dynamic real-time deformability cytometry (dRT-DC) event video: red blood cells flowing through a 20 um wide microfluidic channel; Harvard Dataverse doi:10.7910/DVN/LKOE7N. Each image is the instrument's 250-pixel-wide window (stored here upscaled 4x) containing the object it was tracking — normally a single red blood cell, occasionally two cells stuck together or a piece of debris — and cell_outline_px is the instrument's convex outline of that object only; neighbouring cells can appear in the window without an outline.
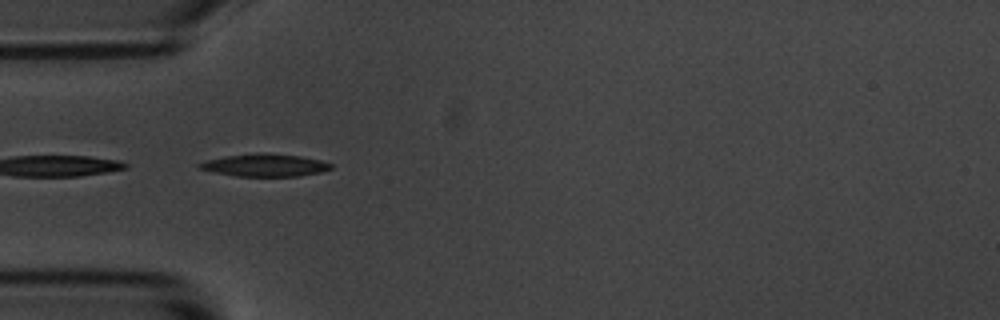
{"species": "common noctule bat (a hibernating species)", "species_latin": "Nyctalus noctula", "temperature_condition": "room temperature", "stored_images_in_passage": 14, "camera_frame_rate_fps": 3000, "um_per_image_px": 0.085, "animal": {"sex": "male", "body_mass_g": 20.1, "forearm_length_mm": 53.5}, "frame": {"image": 1, "passage_image": 5, "time_ms": 1.333, "image_size_px": [1000, 320], "cell_outline_px": [[332, 168], [320, 172], [300, 176], [236, 176], [196, 168], [196, 164], [204, 160], [224, 156], [260, 152], [264, 152], [300, 156], [320, 160], [332, 164]], "centroid_in_image_um": [22.46, 14.03], "position_along_channel_um": 62.5, "area_um2": 17.4}}